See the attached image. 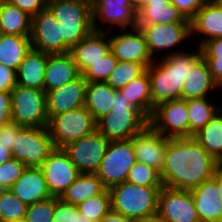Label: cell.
Listing matches in <instances>:
<instances>
[{
  "label": "cell",
  "mask_w": 222,
  "mask_h": 222,
  "mask_svg": "<svg viewBox=\"0 0 222 222\" xmlns=\"http://www.w3.org/2000/svg\"><path fill=\"white\" fill-rule=\"evenodd\" d=\"M217 165L193 137L168 138L160 178L165 187L192 190L212 178Z\"/></svg>",
  "instance_id": "obj_1"
},
{
  "label": "cell",
  "mask_w": 222,
  "mask_h": 222,
  "mask_svg": "<svg viewBox=\"0 0 222 222\" xmlns=\"http://www.w3.org/2000/svg\"><path fill=\"white\" fill-rule=\"evenodd\" d=\"M185 50V51H184ZM174 53L155 59L147 71L154 106L170 100L181 99L182 89L189 72L203 58L201 48L192 52Z\"/></svg>",
  "instance_id": "obj_2"
},
{
  "label": "cell",
  "mask_w": 222,
  "mask_h": 222,
  "mask_svg": "<svg viewBox=\"0 0 222 222\" xmlns=\"http://www.w3.org/2000/svg\"><path fill=\"white\" fill-rule=\"evenodd\" d=\"M114 99L112 110L97 121L96 129L108 141L132 139L149 124V119L119 91H115Z\"/></svg>",
  "instance_id": "obj_3"
},
{
  "label": "cell",
  "mask_w": 222,
  "mask_h": 222,
  "mask_svg": "<svg viewBox=\"0 0 222 222\" xmlns=\"http://www.w3.org/2000/svg\"><path fill=\"white\" fill-rule=\"evenodd\" d=\"M47 7L59 22L60 39L70 49L93 31L91 0H55Z\"/></svg>",
  "instance_id": "obj_4"
},
{
  "label": "cell",
  "mask_w": 222,
  "mask_h": 222,
  "mask_svg": "<svg viewBox=\"0 0 222 222\" xmlns=\"http://www.w3.org/2000/svg\"><path fill=\"white\" fill-rule=\"evenodd\" d=\"M162 187H147L125 181L109 188L113 211L133 220L158 211V197Z\"/></svg>",
  "instance_id": "obj_5"
},
{
  "label": "cell",
  "mask_w": 222,
  "mask_h": 222,
  "mask_svg": "<svg viewBox=\"0 0 222 222\" xmlns=\"http://www.w3.org/2000/svg\"><path fill=\"white\" fill-rule=\"evenodd\" d=\"M97 122L85 107H79L52 117L48 130L55 148L63 149L68 144L96 130Z\"/></svg>",
  "instance_id": "obj_6"
},
{
  "label": "cell",
  "mask_w": 222,
  "mask_h": 222,
  "mask_svg": "<svg viewBox=\"0 0 222 222\" xmlns=\"http://www.w3.org/2000/svg\"><path fill=\"white\" fill-rule=\"evenodd\" d=\"M11 118L21 127H47L46 93L44 90L16 84L11 91Z\"/></svg>",
  "instance_id": "obj_7"
},
{
  "label": "cell",
  "mask_w": 222,
  "mask_h": 222,
  "mask_svg": "<svg viewBox=\"0 0 222 222\" xmlns=\"http://www.w3.org/2000/svg\"><path fill=\"white\" fill-rule=\"evenodd\" d=\"M55 150L48 127H23L12 147V157L26 167L40 168Z\"/></svg>",
  "instance_id": "obj_8"
},
{
  "label": "cell",
  "mask_w": 222,
  "mask_h": 222,
  "mask_svg": "<svg viewBox=\"0 0 222 222\" xmlns=\"http://www.w3.org/2000/svg\"><path fill=\"white\" fill-rule=\"evenodd\" d=\"M136 163L132 140L110 141L96 172L104 187L109 189L127 180L128 172Z\"/></svg>",
  "instance_id": "obj_9"
},
{
  "label": "cell",
  "mask_w": 222,
  "mask_h": 222,
  "mask_svg": "<svg viewBox=\"0 0 222 222\" xmlns=\"http://www.w3.org/2000/svg\"><path fill=\"white\" fill-rule=\"evenodd\" d=\"M136 27L142 31L147 42L149 53L154 60L156 56L157 59H159L158 53H163L164 50L166 51L162 57L183 52V49L174 51L172 47H177L180 43L182 45V42L185 43L187 39L190 41L189 38H192L191 23H159ZM169 50L171 51L169 52Z\"/></svg>",
  "instance_id": "obj_10"
},
{
  "label": "cell",
  "mask_w": 222,
  "mask_h": 222,
  "mask_svg": "<svg viewBox=\"0 0 222 222\" xmlns=\"http://www.w3.org/2000/svg\"><path fill=\"white\" fill-rule=\"evenodd\" d=\"M149 124L167 138L189 137V117L185 99L165 101L155 106Z\"/></svg>",
  "instance_id": "obj_11"
},
{
  "label": "cell",
  "mask_w": 222,
  "mask_h": 222,
  "mask_svg": "<svg viewBox=\"0 0 222 222\" xmlns=\"http://www.w3.org/2000/svg\"><path fill=\"white\" fill-rule=\"evenodd\" d=\"M108 141L97 129L68 144L63 150L80 173H96L105 156Z\"/></svg>",
  "instance_id": "obj_12"
},
{
  "label": "cell",
  "mask_w": 222,
  "mask_h": 222,
  "mask_svg": "<svg viewBox=\"0 0 222 222\" xmlns=\"http://www.w3.org/2000/svg\"><path fill=\"white\" fill-rule=\"evenodd\" d=\"M30 41L32 49L48 54H66L71 50L60 39L59 22L47 6L32 16Z\"/></svg>",
  "instance_id": "obj_13"
},
{
  "label": "cell",
  "mask_w": 222,
  "mask_h": 222,
  "mask_svg": "<svg viewBox=\"0 0 222 222\" xmlns=\"http://www.w3.org/2000/svg\"><path fill=\"white\" fill-rule=\"evenodd\" d=\"M91 13L94 31L109 32L110 29L103 27L106 23L111 29L113 26L121 29L137 26V11L130 6L128 0H91ZM97 20L103 23L102 26H98Z\"/></svg>",
  "instance_id": "obj_14"
},
{
  "label": "cell",
  "mask_w": 222,
  "mask_h": 222,
  "mask_svg": "<svg viewBox=\"0 0 222 222\" xmlns=\"http://www.w3.org/2000/svg\"><path fill=\"white\" fill-rule=\"evenodd\" d=\"M157 213L165 222H200L190 190L163 186L158 197Z\"/></svg>",
  "instance_id": "obj_15"
},
{
  "label": "cell",
  "mask_w": 222,
  "mask_h": 222,
  "mask_svg": "<svg viewBox=\"0 0 222 222\" xmlns=\"http://www.w3.org/2000/svg\"><path fill=\"white\" fill-rule=\"evenodd\" d=\"M40 169L52 196L60 197L77 179L80 172L63 149H57L49 155Z\"/></svg>",
  "instance_id": "obj_16"
},
{
  "label": "cell",
  "mask_w": 222,
  "mask_h": 222,
  "mask_svg": "<svg viewBox=\"0 0 222 222\" xmlns=\"http://www.w3.org/2000/svg\"><path fill=\"white\" fill-rule=\"evenodd\" d=\"M129 30L120 29L121 33L110 35V51L118 61L152 63L154 59L142 31L137 27Z\"/></svg>",
  "instance_id": "obj_17"
},
{
  "label": "cell",
  "mask_w": 222,
  "mask_h": 222,
  "mask_svg": "<svg viewBox=\"0 0 222 222\" xmlns=\"http://www.w3.org/2000/svg\"><path fill=\"white\" fill-rule=\"evenodd\" d=\"M131 140L136 161L152 167L161 173L168 146V138L148 124Z\"/></svg>",
  "instance_id": "obj_18"
},
{
  "label": "cell",
  "mask_w": 222,
  "mask_h": 222,
  "mask_svg": "<svg viewBox=\"0 0 222 222\" xmlns=\"http://www.w3.org/2000/svg\"><path fill=\"white\" fill-rule=\"evenodd\" d=\"M87 81L80 75L63 87L46 93V112L52 117L85 106Z\"/></svg>",
  "instance_id": "obj_19"
},
{
  "label": "cell",
  "mask_w": 222,
  "mask_h": 222,
  "mask_svg": "<svg viewBox=\"0 0 222 222\" xmlns=\"http://www.w3.org/2000/svg\"><path fill=\"white\" fill-rule=\"evenodd\" d=\"M190 191L200 222H222V201L217 185V171L212 178Z\"/></svg>",
  "instance_id": "obj_20"
},
{
  "label": "cell",
  "mask_w": 222,
  "mask_h": 222,
  "mask_svg": "<svg viewBox=\"0 0 222 222\" xmlns=\"http://www.w3.org/2000/svg\"><path fill=\"white\" fill-rule=\"evenodd\" d=\"M108 34L107 31L93 30L70 50L80 74L110 52Z\"/></svg>",
  "instance_id": "obj_21"
},
{
  "label": "cell",
  "mask_w": 222,
  "mask_h": 222,
  "mask_svg": "<svg viewBox=\"0 0 222 222\" xmlns=\"http://www.w3.org/2000/svg\"><path fill=\"white\" fill-rule=\"evenodd\" d=\"M10 190L26 205L52 197L40 168L27 167Z\"/></svg>",
  "instance_id": "obj_22"
},
{
  "label": "cell",
  "mask_w": 222,
  "mask_h": 222,
  "mask_svg": "<svg viewBox=\"0 0 222 222\" xmlns=\"http://www.w3.org/2000/svg\"><path fill=\"white\" fill-rule=\"evenodd\" d=\"M77 65L70 53L48 54L46 64L44 91L45 93L61 88L80 76Z\"/></svg>",
  "instance_id": "obj_23"
},
{
  "label": "cell",
  "mask_w": 222,
  "mask_h": 222,
  "mask_svg": "<svg viewBox=\"0 0 222 222\" xmlns=\"http://www.w3.org/2000/svg\"><path fill=\"white\" fill-rule=\"evenodd\" d=\"M195 34L205 36L199 39L198 47L207 40L222 38V7L215 0H207L191 20V37Z\"/></svg>",
  "instance_id": "obj_24"
},
{
  "label": "cell",
  "mask_w": 222,
  "mask_h": 222,
  "mask_svg": "<svg viewBox=\"0 0 222 222\" xmlns=\"http://www.w3.org/2000/svg\"><path fill=\"white\" fill-rule=\"evenodd\" d=\"M159 23H191L171 4L170 0H145L137 11V26Z\"/></svg>",
  "instance_id": "obj_25"
},
{
  "label": "cell",
  "mask_w": 222,
  "mask_h": 222,
  "mask_svg": "<svg viewBox=\"0 0 222 222\" xmlns=\"http://www.w3.org/2000/svg\"><path fill=\"white\" fill-rule=\"evenodd\" d=\"M48 53L31 49L16 70L18 85L44 90Z\"/></svg>",
  "instance_id": "obj_26"
},
{
  "label": "cell",
  "mask_w": 222,
  "mask_h": 222,
  "mask_svg": "<svg viewBox=\"0 0 222 222\" xmlns=\"http://www.w3.org/2000/svg\"><path fill=\"white\" fill-rule=\"evenodd\" d=\"M218 85L214 82L207 62L202 58L189 72L185 79L181 99L189 100L209 97V93L217 90Z\"/></svg>",
  "instance_id": "obj_27"
},
{
  "label": "cell",
  "mask_w": 222,
  "mask_h": 222,
  "mask_svg": "<svg viewBox=\"0 0 222 222\" xmlns=\"http://www.w3.org/2000/svg\"><path fill=\"white\" fill-rule=\"evenodd\" d=\"M115 91L104 81L87 83L85 107L90 111L96 122L112 110Z\"/></svg>",
  "instance_id": "obj_28"
},
{
  "label": "cell",
  "mask_w": 222,
  "mask_h": 222,
  "mask_svg": "<svg viewBox=\"0 0 222 222\" xmlns=\"http://www.w3.org/2000/svg\"><path fill=\"white\" fill-rule=\"evenodd\" d=\"M32 49L30 36H0V63L16 72L25 56Z\"/></svg>",
  "instance_id": "obj_29"
},
{
  "label": "cell",
  "mask_w": 222,
  "mask_h": 222,
  "mask_svg": "<svg viewBox=\"0 0 222 222\" xmlns=\"http://www.w3.org/2000/svg\"><path fill=\"white\" fill-rule=\"evenodd\" d=\"M123 97L150 119L155 106L150 92V79L146 70L119 90Z\"/></svg>",
  "instance_id": "obj_30"
},
{
  "label": "cell",
  "mask_w": 222,
  "mask_h": 222,
  "mask_svg": "<svg viewBox=\"0 0 222 222\" xmlns=\"http://www.w3.org/2000/svg\"><path fill=\"white\" fill-rule=\"evenodd\" d=\"M105 189L96 173H80L59 198L66 203L77 205L102 193Z\"/></svg>",
  "instance_id": "obj_31"
},
{
  "label": "cell",
  "mask_w": 222,
  "mask_h": 222,
  "mask_svg": "<svg viewBox=\"0 0 222 222\" xmlns=\"http://www.w3.org/2000/svg\"><path fill=\"white\" fill-rule=\"evenodd\" d=\"M1 32L8 35L30 36L32 17L6 0H0Z\"/></svg>",
  "instance_id": "obj_32"
},
{
  "label": "cell",
  "mask_w": 222,
  "mask_h": 222,
  "mask_svg": "<svg viewBox=\"0 0 222 222\" xmlns=\"http://www.w3.org/2000/svg\"><path fill=\"white\" fill-rule=\"evenodd\" d=\"M209 97L186 100L189 117V137H193L200 129L222 109L221 105L214 104Z\"/></svg>",
  "instance_id": "obj_33"
},
{
  "label": "cell",
  "mask_w": 222,
  "mask_h": 222,
  "mask_svg": "<svg viewBox=\"0 0 222 222\" xmlns=\"http://www.w3.org/2000/svg\"><path fill=\"white\" fill-rule=\"evenodd\" d=\"M193 138L217 161H222V109Z\"/></svg>",
  "instance_id": "obj_34"
},
{
  "label": "cell",
  "mask_w": 222,
  "mask_h": 222,
  "mask_svg": "<svg viewBox=\"0 0 222 222\" xmlns=\"http://www.w3.org/2000/svg\"><path fill=\"white\" fill-rule=\"evenodd\" d=\"M151 63L118 61L116 68L106 80L114 90L119 91L133 79L141 76Z\"/></svg>",
  "instance_id": "obj_35"
},
{
  "label": "cell",
  "mask_w": 222,
  "mask_h": 222,
  "mask_svg": "<svg viewBox=\"0 0 222 222\" xmlns=\"http://www.w3.org/2000/svg\"><path fill=\"white\" fill-rule=\"evenodd\" d=\"M77 207L86 218L100 222L112 209L109 190L105 189L102 193L80 202Z\"/></svg>",
  "instance_id": "obj_36"
},
{
  "label": "cell",
  "mask_w": 222,
  "mask_h": 222,
  "mask_svg": "<svg viewBox=\"0 0 222 222\" xmlns=\"http://www.w3.org/2000/svg\"><path fill=\"white\" fill-rule=\"evenodd\" d=\"M27 206L19 200L10 189L0 193V219L1 222H17L25 220Z\"/></svg>",
  "instance_id": "obj_37"
},
{
  "label": "cell",
  "mask_w": 222,
  "mask_h": 222,
  "mask_svg": "<svg viewBox=\"0 0 222 222\" xmlns=\"http://www.w3.org/2000/svg\"><path fill=\"white\" fill-rule=\"evenodd\" d=\"M126 181L147 187H163L160 173L138 161L129 170Z\"/></svg>",
  "instance_id": "obj_38"
},
{
  "label": "cell",
  "mask_w": 222,
  "mask_h": 222,
  "mask_svg": "<svg viewBox=\"0 0 222 222\" xmlns=\"http://www.w3.org/2000/svg\"><path fill=\"white\" fill-rule=\"evenodd\" d=\"M117 63L118 60L110 51L105 57L94 62L81 75L87 82H106L110 74L116 68Z\"/></svg>",
  "instance_id": "obj_39"
},
{
  "label": "cell",
  "mask_w": 222,
  "mask_h": 222,
  "mask_svg": "<svg viewBox=\"0 0 222 222\" xmlns=\"http://www.w3.org/2000/svg\"><path fill=\"white\" fill-rule=\"evenodd\" d=\"M56 208V197L52 196L43 201L27 206L26 222H53Z\"/></svg>",
  "instance_id": "obj_40"
},
{
  "label": "cell",
  "mask_w": 222,
  "mask_h": 222,
  "mask_svg": "<svg viewBox=\"0 0 222 222\" xmlns=\"http://www.w3.org/2000/svg\"><path fill=\"white\" fill-rule=\"evenodd\" d=\"M26 168L22 162L15 158L4 162L0 165V185L4 189H10Z\"/></svg>",
  "instance_id": "obj_41"
},
{
  "label": "cell",
  "mask_w": 222,
  "mask_h": 222,
  "mask_svg": "<svg viewBox=\"0 0 222 222\" xmlns=\"http://www.w3.org/2000/svg\"><path fill=\"white\" fill-rule=\"evenodd\" d=\"M53 222H80V212L76 204H70L56 197Z\"/></svg>",
  "instance_id": "obj_42"
},
{
  "label": "cell",
  "mask_w": 222,
  "mask_h": 222,
  "mask_svg": "<svg viewBox=\"0 0 222 222\" xmlns=\"http://www.w3.org/2000/svg\"><path fill=\"white\" fill-rule=\"evenodd\" d=\"M206 1L207 0H170L171 4L189 21L195 17Z\"/></svg>",
  "instance_id": "obj_43"
},
{
  "label": "cell",
  "mask_w": 222,
  "mask_h": 222,
  "mask_svg": "<svg viewBox=\"0 0 222 222\" xmlns=\"http://www.w3.org/2000/svg\"><path fill=\"white\" fill-rule=\"evenodd\" d=\"M22 128L23 127L14 121H10L9 123L0 127V144L11 151L12 147L14 146L15 138H17L18 133Z\"/></svg>",
  "instance_id": "obj_44"
},
{
  "label": "cell",
  "mask_w": 222,
  "mask_h": 222,
  "mask_svg": "<svg viewBox=\"0 0 222 222\" xmlns=\"http://www.w3.org/2000/svg\"><path fill=\"white\" fill-rule=\"evenodd\" d=\"M19 9L27 12L31 17L38 14L47 4L44 0H6Z\"/></svg>",
  "instance_id": "obj_45"
},
{
  "label": "cell",
  "mask_w": 222,
  "mask_h": 222,
  "mask_svg": "<svg viewBox=\"0 0 222 222\" xmlns=\"http://www.w3.org/2000/svg\"><path fill=\"white\" fill-rule=\"evenodd\" d=\"M16 84V72L0 63V91L11 92Z\"/></svg>",
  "instance_id": "obj_46"
},
{
  "label": "cell",
  "mask_w": 222,
  "mask_h": 222,
  "mask_svg": "<svg viewBox=\"0 0 222 222\" xmlns=\"http://www.w3.org/2000/svg\"><path fill=\"white\" fill-rule=\"evenodd\" d=\"M200 48L203 58H219L222 56V38L207 40Z\"/></svg>",
  "instance_id": "obj_47"
},
{
  "label": "cell",
  "mask_w": 222,
  "mask_h": 222,
  "mask_svg": "<svg viewBox=\"0 0 222 222\" xmlns=\"http://www.w3.org/2000/svg\"><path fill=\"white\" fill-rule=\"evenodd\" d=\"M11 92L0 91V127L12 121Z\"/></svg>",
  "instance_id": "obj_48"
},
{
  "label": "cell",
  "mask_w": 222,
  "mask_h": 222,
  "mask_svg": "<svg viewBox=\"0 0 222 222\" xmlns=\"http://www.w3.org/2000/svg\"><path fill=\"white\" fill-rule=\"evenodd\" d=\"M212 74L214 82L218 85L219 88H222V56L219 58H203Z\"/></svg>",
  "instance_id": "obj_49"
},
{
  "label": "cell",
  "mask_w": 222,
  "mask_h": 222,
  "mask_svg": "<svg viewBox=\"0 0 222 222\" xmlns=\"http://www.w3.org/2000/svg\"><path fill=\"white\" fill-rule=\"evenodd\" d=\"M100 222H132V220L111 209Z\"/></svg>",
  "instance_id": "obj_50"
},
{
  "label": "cell",
  "mask_w": 222,
  "mask_h": 222,
  "mask_svg": "<svg viewBox=\"0 0 222 222\" xmlns=\"http://www.w3.org/2000/svg\"><path fill=\"white\" fill-rule=\"evenodd\" d=\"M132 222H165L158 213L150 216L133 219Z\"/></svg>",
  "instance_id": "obj_51"
},
{
  "label": "cell",
  "mask_w": 222,
  "mask_h": 222,
  "mask_svg": "<svg viewBox=\"0 0 222 222\" xmlns=\"http://www.w3.org/2000/svg\"><path fill=\"white\" fill-rule=\"evenodd\" d=\"M12 157L11 151L0 144V165L10 160Z\"/></svg>",
  "instance_id": "obj_52"
},
{
  "label": "cell",
  "mask_w": 222,
  "mask_h": 222,
  "mask_svg": "<svg viewBox=\"0 0 222 222\" xmlns=\"http://www.w3.org/2000/svg\"><path fill=\"white\" fill-rule=\"evenodd\" d=\"M217 185L219 188V195L222 201V161H218L217 165Z\"/></svg>",
  "instance_id": "obj_53"
},
{
  "label": "cell",
  "mask_w": 222,
  "mask_h": 222,
  "mask_svg": "<svg viewBox=\"0 0 222 222\" xmlns=\"http://www.w3.org/2000/svg\"><path fill=\"white\" fill-rule=\"evenodd\" d=\"M130 6L138 11L145 3V0H128Z\"/></svg>",
  "instance_id": "obj_54"
},
{
  "label": "cell",
  "mask_w": 222,
  "mask_h": 222,
  "mask_svg": "<svg viewBox=\"0 0 222 222\" xmlns=\"http://www.w3.org/2000/svg\"><path fill=\"white\" fill-rule=\"evenodd\" d=\"M80 222H94V221L86 218L85 216H83V215L80 213Z\"/></svg>",
  "instance_id": "obj_55"
},
{
  "label": "cell",
  "mask_w": 222,
  "mask_h": 222,
  "mask_svg": "<svg viewBox=\"0 0 222 222\" xmlns=\"http://www.w3.org/2000/svg\"><path fill=\"white\" fill-rule=\"evenodd\" d=\"M215 1L218 3L219 6L222 7V0H215Z\"/></svg>",
  "instance_id": "obj_56"
},
{
  "label": "cell",
  "mask_w": 222,
  "mask_h": 222,
  "mask_svg": "<svg viewBox=\"0 0 222 222\" xmlns=\"http://www.w3.org/2000/svg\"><path fill=\"white\" fill-rule=\"evenodd\" d=\"M46 4L52 2V1H55V0H44Z\"/></svg>",
  "instance_id": "obj_57"
},
{
  "label": "cell",
  "mask_w": 222,
  "mask_h": 222,
  "mask_svg": "<svg viewBox=\"0 0 222 222\" xmlns=\"http://www.w3.org/2000/svg\"><path fill=\"white\" fill-rule=\"evenodd\" d=\"M2 35V32H1V17H0V36Z\"/></svg>",
  "instance_id": "obj_58"
},
{
  "label": "cell",
  "mask_w": 222,
  "mask_h": 222,
  "mask_svg": "<svg viewBox=\"0 0 222 222\" xmlns=\"http://www.w3.org/2000/svg\"><path fill=\"white\" fill-rule=\"evenodd\" d=\"M4 190V188L0 185V193Z\"/></svg>",
  "instance_id": "obj_59"
}]
</instances>
